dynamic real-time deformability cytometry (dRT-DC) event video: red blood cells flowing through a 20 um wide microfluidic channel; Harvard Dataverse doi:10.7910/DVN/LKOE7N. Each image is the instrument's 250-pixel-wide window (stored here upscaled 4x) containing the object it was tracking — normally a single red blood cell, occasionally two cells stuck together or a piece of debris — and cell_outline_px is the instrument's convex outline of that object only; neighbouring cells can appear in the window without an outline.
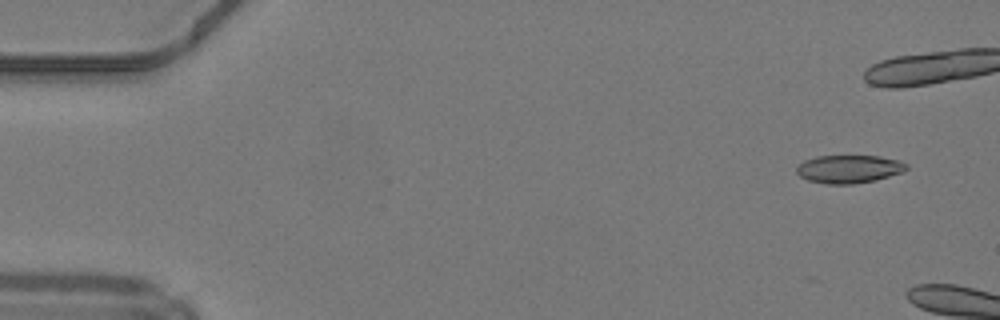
{"species": "common noctule bat (a hibernating species)", "species_latin": "Nyctalus noctula", "temperature_condition": "warm", "stored_images_in_passage": 13, "camera_frame_rate_fps": 3000, "um_per_image_px": 0.085, "animal": {"sex": "male", "body_mass_g": 19.2, "forearm_length_mm": 51.8}, "frame": {"image": 1, "passage_image": 4, "time_ms": 1.0, "image_size_px": [1000, 320], "cell_outline_px": [[908, 168], [904, 172], [876, 180], [852, 184], [828, 184], [808, 180], [800, 176], [796, 172], [796, 168], [804, 160], [816, 156], [880, 156], [900, 160], [908, 164]], "centroid_in_image_um": [72.2, 14.36], "position_along_channel_um": 12.8, "area_um2": 18.09}}